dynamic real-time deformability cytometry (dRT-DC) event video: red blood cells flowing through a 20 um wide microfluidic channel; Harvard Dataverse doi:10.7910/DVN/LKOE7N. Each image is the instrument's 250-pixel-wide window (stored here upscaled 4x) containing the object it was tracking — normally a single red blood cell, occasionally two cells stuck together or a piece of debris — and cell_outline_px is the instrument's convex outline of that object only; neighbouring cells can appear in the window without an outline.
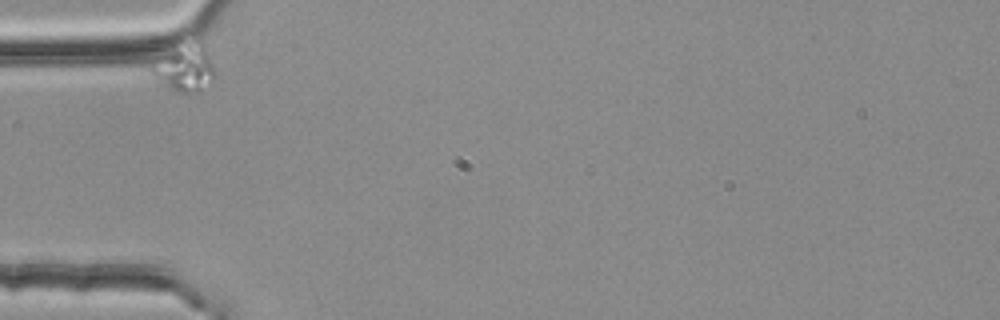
{"species": "common noctule bat (a hibernating species)", "species_latin": "Nyctalus noctula", "temperature_condition": "room temperature", "stored_images_in_passage": 37, "camera_frame_rate_fps": 3000, "um_per_image_px": 0.085, "animal": {"sex": "female", "body_mass_g": 25.1}, "frame": {"image": 1, "passage_image": 1, "time_ms": 0.0, "image_size_px": [1000, 320], "cell_outline_px": [[220, 76], [200, 92], [180, 92], [172, 88], [156, 76], [152, 72], [152, 68], [172, 40], [176, 36], [196, 36], [204, 40]], "centroid_in_image_um": [15.85, 5.53], "position_along_channel_um": 69.1, "area_um2": 19.25}}